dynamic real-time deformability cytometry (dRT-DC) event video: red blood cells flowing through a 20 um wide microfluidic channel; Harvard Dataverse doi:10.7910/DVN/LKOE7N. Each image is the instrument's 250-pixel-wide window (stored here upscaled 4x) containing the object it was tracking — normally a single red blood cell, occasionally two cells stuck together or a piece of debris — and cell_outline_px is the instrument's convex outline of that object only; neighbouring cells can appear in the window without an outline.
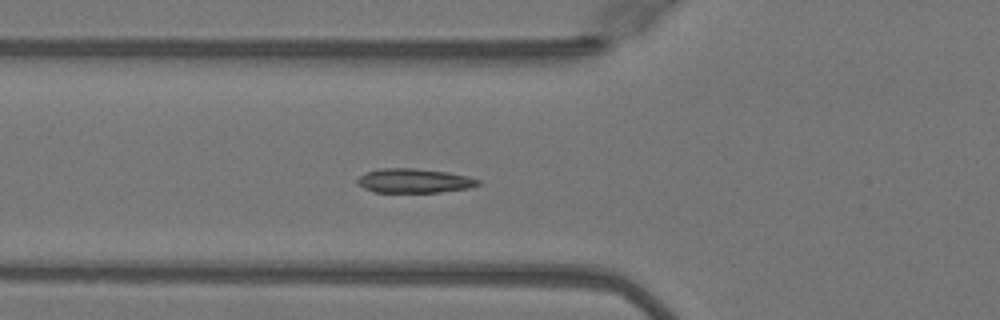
{"species": "Egyptian fruit bat (a non-hibernating species)", "species_latin": "Rousettus aegyptiacus", "temperature_condition": "warm", "stored_images_in_passage": 21, "camera_frame_rate_fps": 3000, "um_per_image_px": 0.085, "animal": {"sex": "female"}, "frame": {"image": 1, "passage_image": 18, "time_ms": 5.667, "image_size_px": [1000, 320], "cell_outline_px": [[480, 184], [468, 188], [440, 192], [372, 192], [356, 184], [356, 180], [364, 172], [380, 168], [416, 168], [448, 172], [468, 176], [480, 180]], "centroid_in_image_um": [35.16, 15.36], "position_along_channel_um": 90.6, "area_um2": 17.22}}
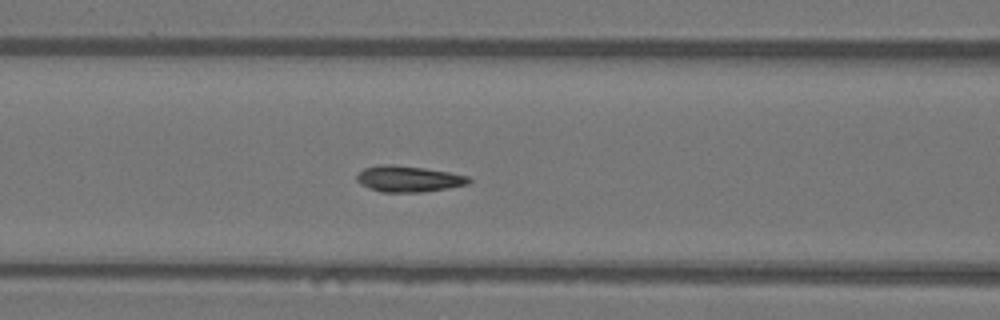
{"frame": {"image": 2, "passage_image": 21, "time_ms": 6.667, "image_size_px": [1000, 320], "cell_outline_px": [[472, 180], [468, 184], [448, 188], [420, 192], [380, 192], [368, 188], [360, 184], [356, 180], [356, 176], [364, 168], [380, 164], [392, 164], [424, 168], [448, 172], [468, 176]], "centroid_in_image_um": [34.69, 15.2], "position_along_channel_um": 131.9, "area_um2": 17.05}}